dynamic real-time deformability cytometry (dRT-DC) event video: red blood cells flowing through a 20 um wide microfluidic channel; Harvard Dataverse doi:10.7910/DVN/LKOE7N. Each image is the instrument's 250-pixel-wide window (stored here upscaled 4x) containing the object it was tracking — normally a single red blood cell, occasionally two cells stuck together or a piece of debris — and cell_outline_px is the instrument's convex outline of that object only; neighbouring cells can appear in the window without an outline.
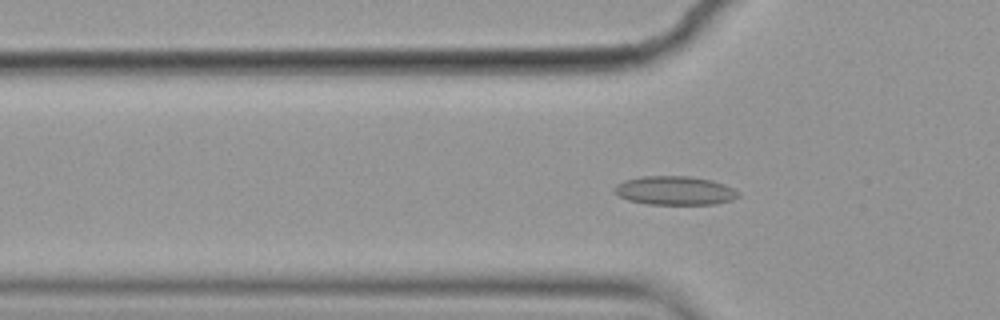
{"species": "common noctule bat (a hibernating species)", "species_latin": "Nyctalus noctula", "temperature_condition": "cold", "stored_images_in_passage": 56, "camera_frame_rate_fps": 3000, "um_per_image_px": 0.085, "animal": {"sex": "female", "body_mass_g": 19.9}, "frame": {"image": 1, "passage_image": 17, "time_ms": 5.333, "image_size_px": [1000, 320], "cell_outline_px": [[740, 196], [732, 200], [716, 204], [648, 204], [628, 200], [612, 192], [612, 188], [616, 184], [624, 180], [644, 176], [688, 176], [712, 180], [724, 184], [740, 192]], "centroid_in_image_um": [57.35, 16.2], "position_along_channel_um": 68.5, "area_um2": 20.92}}
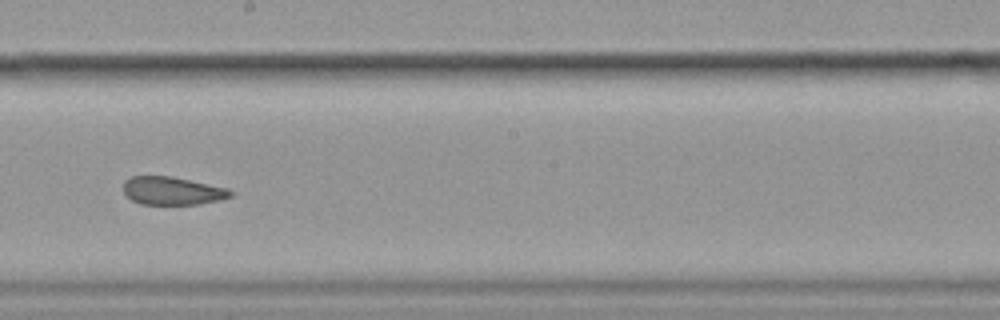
{"frame": {"image": 2, "passage_image": 31, "time_ms": 10.0, "image_size_px": [1000, 320], "cell_outline_px": [[236, 192], [232, 196], [220, 200], [200, 204], [140, 204], [132, 200], [124, 192], [124, 180], [132, 176], [172, 176], [228, 188]], "centroid_in_image_um": [14.69, 16.22], "position_along_channel_um": 233.5, "area_um2": 17.63}}
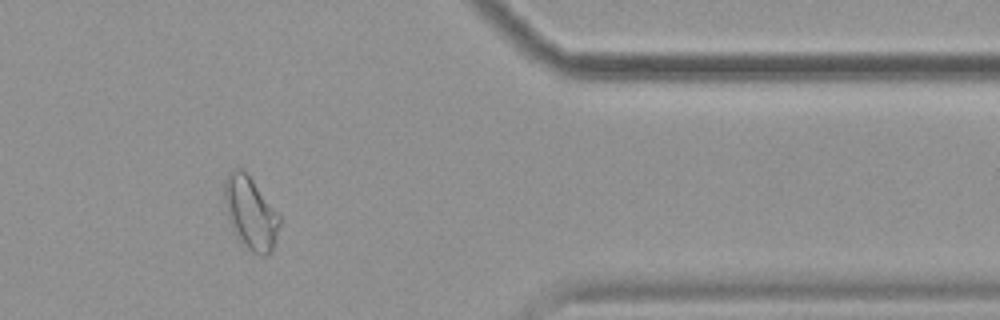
{"frame": {"image": 3, "passage_image": 46, "time_ms": 15.0, "image_size_px": [1000, 320], "cell_outline_px": [[280, 224], [272, 252], [268, 256], [260, 256], [252, 252], [236, 236], [228, 216], [224, 200], [224, 180], [228, 172], [236, 168], [240, 168], [252, 180], [280, 216]], "centroid_in_image_um": [21.3, 18.13], "position_along_channel_um": 390.1, "area_um2": 22.95}, "authors_computed_cell_mechanics": {"area_um2": 20.6924, "velocity_mm_per_s": 3.543, "shape_relaxation_time_tau1_ms": null, "shape_relaxation_time_tau2_ms": 2.7598, "deformation_change_tau1": null, "deformation_change_tau2": 0.0577}}